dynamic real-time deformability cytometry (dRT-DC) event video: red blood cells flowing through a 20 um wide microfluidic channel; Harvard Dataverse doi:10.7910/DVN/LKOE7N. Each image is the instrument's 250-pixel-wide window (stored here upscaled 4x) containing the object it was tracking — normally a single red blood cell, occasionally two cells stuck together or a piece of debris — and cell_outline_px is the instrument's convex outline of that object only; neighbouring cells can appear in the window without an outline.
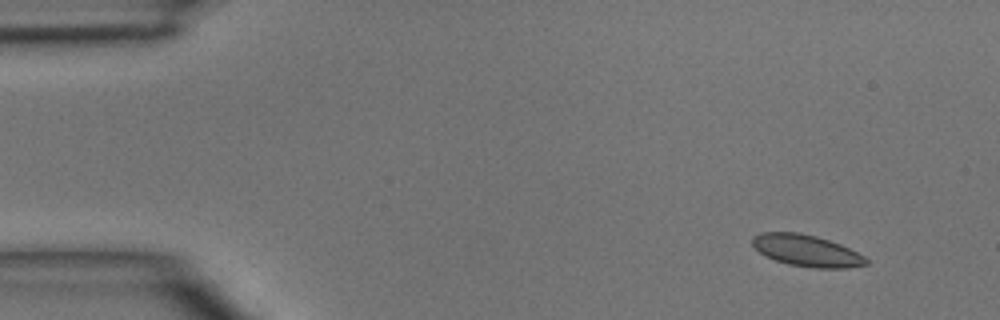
{"species": "common noctule bat (a hibernating species)", "species_latin": "Nyctalus noctula", "temperature_condition": "room temperature", "stored_images_in_passage": 4, "camera_frame_rate_fps": 3000, "um_per_image_px": 0.085, "animal": {"sex": "male", "body_mass_g": 15.6}, "frame": {"image": 1, "passage_image": 1, "time_ms": 0.0, "image_size_px": [1000, 320], "cell_outline_px": [[868, 264], [848, 268], [812, 268], [788, 264], [776, 260], [760, 252], [752, 244], [752, 236], [760, 232], [800, 232], [816, 236], [840, 244], [864, 256], [868, 260]], "centroid_in_image_um": [68.56, 21.3], "position_along_channel_um": 16.4, "area_um2": 20.87}}